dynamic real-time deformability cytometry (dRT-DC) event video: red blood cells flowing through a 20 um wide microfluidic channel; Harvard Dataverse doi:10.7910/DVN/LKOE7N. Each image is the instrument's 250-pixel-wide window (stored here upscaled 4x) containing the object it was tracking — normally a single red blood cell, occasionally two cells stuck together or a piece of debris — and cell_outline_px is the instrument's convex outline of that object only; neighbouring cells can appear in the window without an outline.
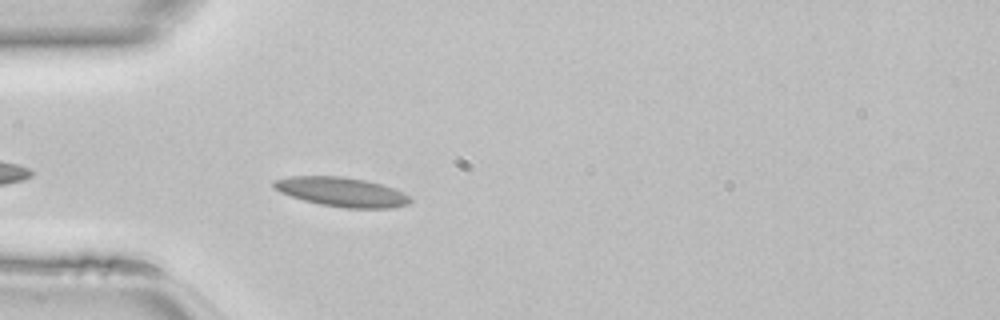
{"species": "common noctule bat (a hibernating species)", "species_latin": "Nyctalus noctula", "temperature_condition": "room temperature", "stored_images_in_passage": 17, "camera_frame_rate_fps": 3000, "um_per_image_px": 0.085, "animal": {"sex": "female", "body_mass_g": 22.7, "forearm_length_mm": 54.2}, "frame": {"image": 1, "passage_image": 3, "time_ms": 0.667, "image_size_px": [1000, 320], "cell_outline_px": [[412, 200], [408, 204], [392, 208], [344, 208], [320, 204], [304, 200], [280, 192], [272, 188], [272, 180], [292, 176], [340, 176], [364, 180], [380, 184], [392, 188], [408, 196]], "centroid_in_image_um": [28.99, 16.31], "position_along_channel_um": 56.0, "area_um2": 23.12}}